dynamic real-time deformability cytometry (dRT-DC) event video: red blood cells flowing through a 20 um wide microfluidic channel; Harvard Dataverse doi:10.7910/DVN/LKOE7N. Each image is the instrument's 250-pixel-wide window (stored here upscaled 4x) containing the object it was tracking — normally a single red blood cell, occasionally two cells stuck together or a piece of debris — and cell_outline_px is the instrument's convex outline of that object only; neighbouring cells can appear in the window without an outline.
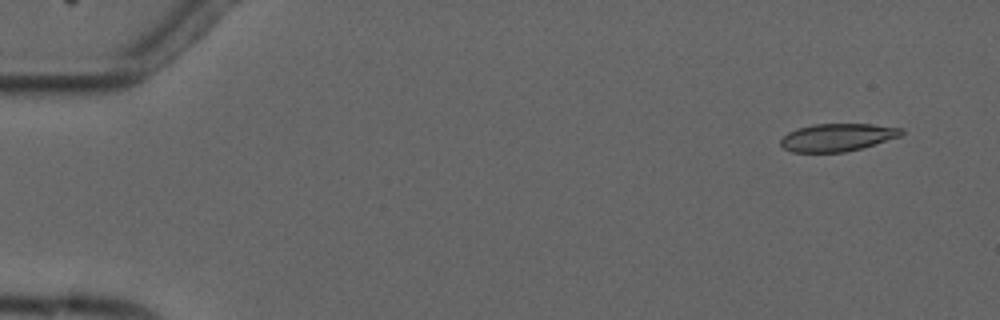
{"species": "common noctule bat (a hibernating species)", "species_latin": "Nyctalus noctula", "temperature_condition": "cold", "stored_images_in_passage": 5, "camera_frame_rate_fps": 3000, "um_per_image_px": 0.085, "animal": {"sex": "male", "forearm_length_mm": 52.5}, "frame": {"image": 1, "passage_image": 1, "time_ms": 0.0, "image_size_px": [1000, 320], "cell_outline_px": [[904, 132], [900, 136], [860, 148], [844, 152], [792, 152], [784, 148], [780, 144], [780, 140], [788, 132], [796, 128], [812, 124], [872, 124], [904, 128]], "centroid_in_image_um": [71.15, 11.66], "position_along_channel_um": 13.8, "area_um2": 19.42}}